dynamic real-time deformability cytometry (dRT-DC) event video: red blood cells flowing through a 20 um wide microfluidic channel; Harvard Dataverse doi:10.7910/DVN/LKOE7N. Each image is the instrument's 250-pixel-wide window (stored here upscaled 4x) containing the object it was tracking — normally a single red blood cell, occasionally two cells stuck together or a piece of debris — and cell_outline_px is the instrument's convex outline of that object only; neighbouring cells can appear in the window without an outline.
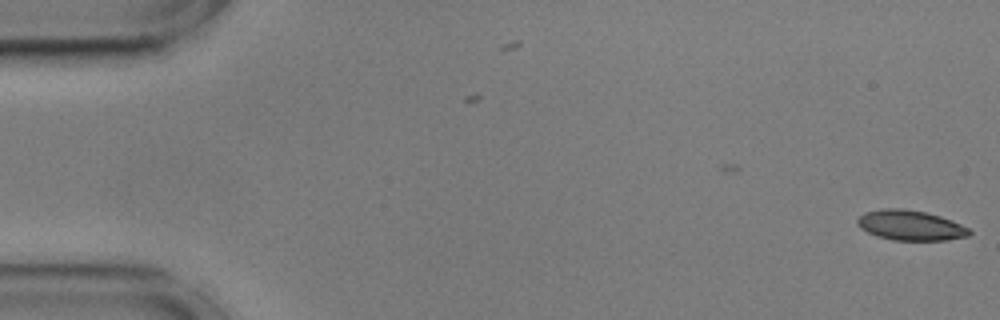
{"species": "common noctule bat (a hibernating species)", "species_latin": "Nyctalus noctula", "temperature_condition": "cold", "stored_images_in_passage": 2, "camera_frame_rate_fps": 3000, "um_per_image_px": 0.085, "animal": {"sex": "male", "body_mass_g": 17.9, "forearm_length_mm": 54.2}, "frame": {"image": 1, "passage_image": 2, "time_ms": 0.333, "image_size_px": [1000, 320], "cell_outline_px": [[972, 232], [968, 236], [944, 240], [892, 240], [876, 236], [860, 228], [856, 224], [856, 220], [864, 212], [884, 208], [904, 208], [924, 212], [940, 216], [952, 220], [968, 228]], "centroid_in_image_um": [77.35, 19.15], "position_along_channel_um": 7.6, "area_um2": 19.65}}